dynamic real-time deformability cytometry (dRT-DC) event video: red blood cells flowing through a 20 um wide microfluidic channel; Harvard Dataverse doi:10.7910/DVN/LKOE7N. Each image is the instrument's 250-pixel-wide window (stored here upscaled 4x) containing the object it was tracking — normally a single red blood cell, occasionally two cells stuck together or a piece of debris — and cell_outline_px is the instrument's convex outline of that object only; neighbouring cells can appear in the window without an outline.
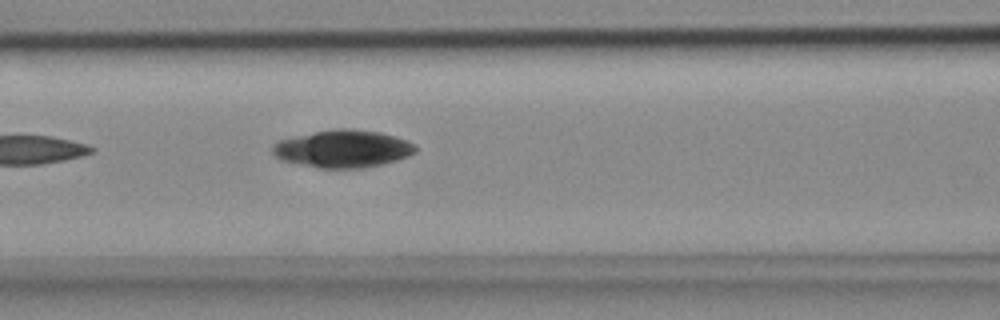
{"species": "common noctule bat (a hibernating species)", "species_latin": "Nyctalus noctula", "temperature_condition": "cold", "stored_images_in_passage": 5, "camera_frame_rate_fps": 3000, "um_per_image_px": 0.085, "animal": {"sex": "female", "body_mass_g": 18.4}, "frame": {"image": 1, "passage_image": 5, "time_ms": 1.333, "image_size_px": [1000, 320], "cell_outline_px": [[416, 152], [408, 156], [384, 164], [360, 168], [320, 168], [280, 160], [272, 152], [272, 144], [280, 140], [296, 136], [336, 128], [352, 128], [380, 132], [408, 140], [416, 144]], "centroid_in_image_um": [29.17, 12.64], "position_along_channel_um": 137.4, "area_um2": 31.27}}